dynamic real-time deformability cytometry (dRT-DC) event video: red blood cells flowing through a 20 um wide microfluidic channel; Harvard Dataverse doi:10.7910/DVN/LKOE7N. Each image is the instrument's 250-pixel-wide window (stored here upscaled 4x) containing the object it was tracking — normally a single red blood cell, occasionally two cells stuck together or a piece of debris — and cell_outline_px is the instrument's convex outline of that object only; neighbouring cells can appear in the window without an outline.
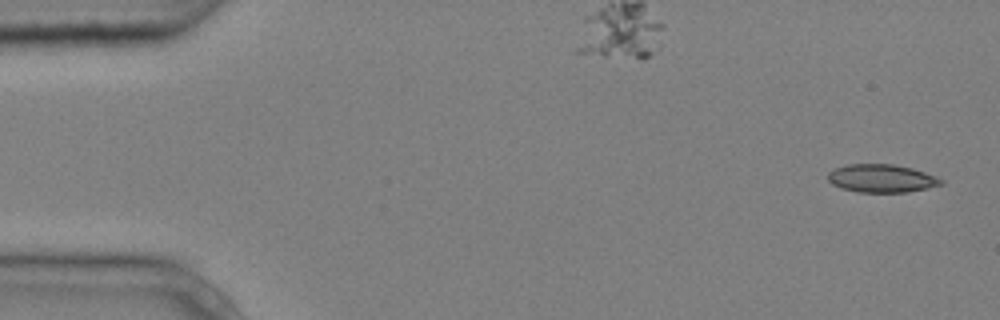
{"species": "common noctule bat (a hibernating species)", "species_latin": "Nyctalus noctula", "temperature_condition": "cold", "stored_images_in_passage": 6, "camera_frame_rate_fps": 3000, "um_per_image_px": 0.085, "animal": {"sex": "male", "body_mass_g": 20.4}, "frame": {"image": 1, "passage_image": 1, "time_ms": 0.0, "image_size_px": [1000, 320], "cell_outline_px": [[944, 184], [928, 188], [908, 192], [856, 192], [840, 188], [832, 184], [828, 180], [828, 172], [832, 168], [848, 164], [892, 164], [912, 168], [936, 176], [944, 180]], "centroid_in_image_um": [74.92, 15.16], "position_along_channel_um": 10.1, "area_um2": 18.73}}
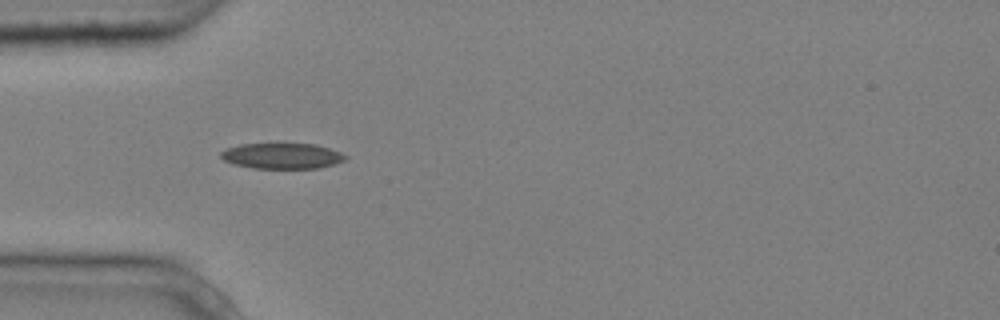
{"frame": {"image": 2, "passage_image": 5, "time_ms": 1.333, "image_size_px": [1000, 320], "cell_outline_px": [[348, 156], [344, 160], [320, 168], [252, 168], [236, 164], [224, 160], [220, 156], [220, 152], [228, 148], [240, 144], [316, 144], [340, 152]], "centroid_in_image_um": [23.97, 13.25], "position_along_channel_um": 61.0, "area_um2": 18.38}}
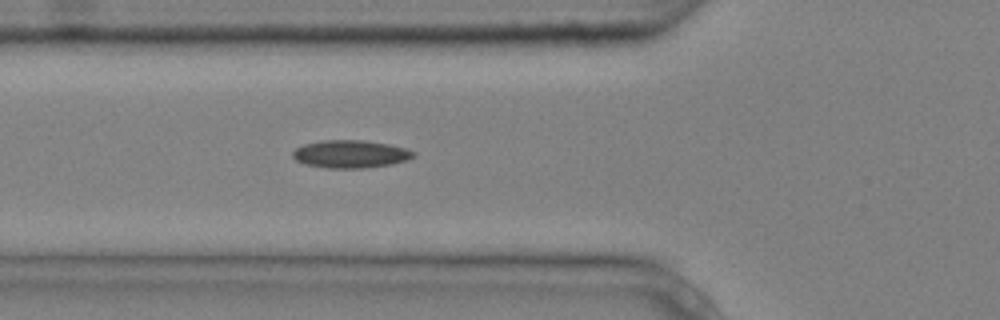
{"frame": {"image": 3, "passage_image": 6, "time_ms": 1.667, "image_size_px": [1000, 320], "cell_outline_px": [[416, 156], [392, 164], [364, 168], [324, 168], [304, 164], [296, 160], [292, 156], [292, 152], [296, 148], [304, 144], [324, 140], [364, 140], [388, 144], [404, 148], [416, 152]], "centroid_in_image_um": [29.77, 13.1], "position_along_channel_um": 96.0, "area_um2": 19.54}}